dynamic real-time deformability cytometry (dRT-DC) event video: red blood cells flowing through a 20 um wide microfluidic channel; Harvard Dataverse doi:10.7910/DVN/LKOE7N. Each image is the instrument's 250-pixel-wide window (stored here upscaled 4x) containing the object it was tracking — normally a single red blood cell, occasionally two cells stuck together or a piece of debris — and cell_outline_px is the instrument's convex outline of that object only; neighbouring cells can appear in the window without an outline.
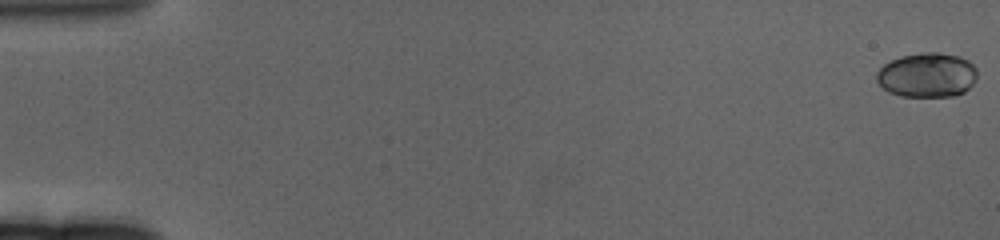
{"species": "human", "species_latin": "Homo sapiens", "temperature_condition": "cold", "stored_images_in_passage": 64, "camera_frame_rate_fps": 3000, "um_per_image_px": 0.085, "donor": {"sex": "female"}, "frame": {"image": 1, "passage_image": 1, "time_ms": 0.0, "image_size_px": [1000, 240], "cell_outline_px": [[976, 80], [964, 92], [952, 96], [900, 96], [888, 92], [876, 80], [876, 72], [884, 64], [900, 56], [924, 52], [940, 52], [960, 56], [968, 60], [976, 68]], "centroid_in_image_um": [78.8, 6.37], "position_along_channel_um": 6.2, "area_um2": 26.18}}
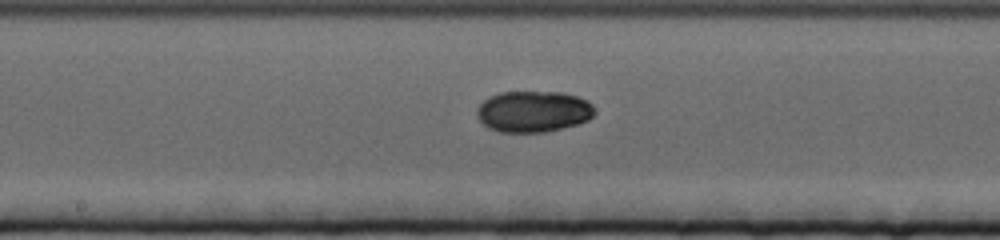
{"frame": {"image": 2, "passage_image": 35, "time_ms": 11.333, "image_size_px": [1000, 240], "cell_outline_px": [[596, 112], [588, 120], [576, 124], [544, 132], [500, 132], [488, 128], [476, 116], [476, 108], [488, 96], [500, 92], [560, 92], [576, 96], [588, 100], [592, 104]], "centroid_in_image_um": [45.31, 9.47], "position_along_channel_um": 202.9, "area_um2": 28.38}}
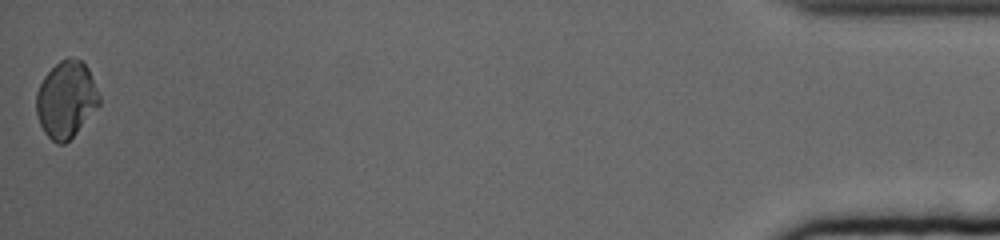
{"frame": {"image": 3, "passage_image": 64, "time_ms": 21.0, "image_size_px": [1000, 240], "cell_outline_px": [[100, 104], [76, 132], [64, 144], [56, 144], [44, 132], [40, 124], [36, 112], [36, 92], [44, 76], [60, 60], [68, 56], [80, 60], [88, 68], [100, 96]], "centroid_in_image_um": [5.61, 8.44], "position_along_channel_um": 429.6, "area_um2": 27.92}, "authors_computed_cell_mechanics": {"area_um2": 27.166, "velocity_mm_per_s": 3.2465, "shape_relaxation_time_tau1_ms": 3.9966, "shape_relaxation_time_tau2_ms": 7.5223, "deformation_change_tau1": 0.1415, "deformation_change_tau2": 0.0409}}